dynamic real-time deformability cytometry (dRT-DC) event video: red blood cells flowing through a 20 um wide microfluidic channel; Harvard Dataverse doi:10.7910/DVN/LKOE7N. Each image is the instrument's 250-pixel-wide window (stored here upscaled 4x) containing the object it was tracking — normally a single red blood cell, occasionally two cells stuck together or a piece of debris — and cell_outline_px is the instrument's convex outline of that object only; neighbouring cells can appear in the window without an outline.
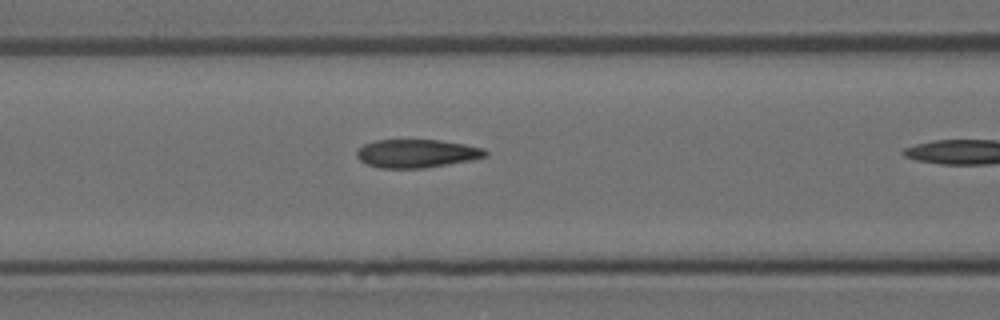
{"species": "Egyptian fruit bat (a non-hibernating species)", "species_latin": "Rousettus aegyptiacus", "temperature_condition": "room temperature", "stored_images_in_passage": 10, "camera_frame_rate_fps": 3000, "um_per_image_px": 0.085, "animal": {"sex": "female"}, "frame": {"image": 1, "passage_image": 9, "time_ms": 2.667, "image_size_px": [1000, 320], "cell_outline_px": [[488, 156], [468, 160], [424, 168], [380, 168], [368, 164], [360, 160], [356, 156], [356, 148], [364, 144], [376, 140], [440, 140], [464, 144], [484, 148], [488, 152]], "centroid_in_image_um": [35.39, 13.04], "position_along_channel_um": 131.2, "area_um2": 21.15}}